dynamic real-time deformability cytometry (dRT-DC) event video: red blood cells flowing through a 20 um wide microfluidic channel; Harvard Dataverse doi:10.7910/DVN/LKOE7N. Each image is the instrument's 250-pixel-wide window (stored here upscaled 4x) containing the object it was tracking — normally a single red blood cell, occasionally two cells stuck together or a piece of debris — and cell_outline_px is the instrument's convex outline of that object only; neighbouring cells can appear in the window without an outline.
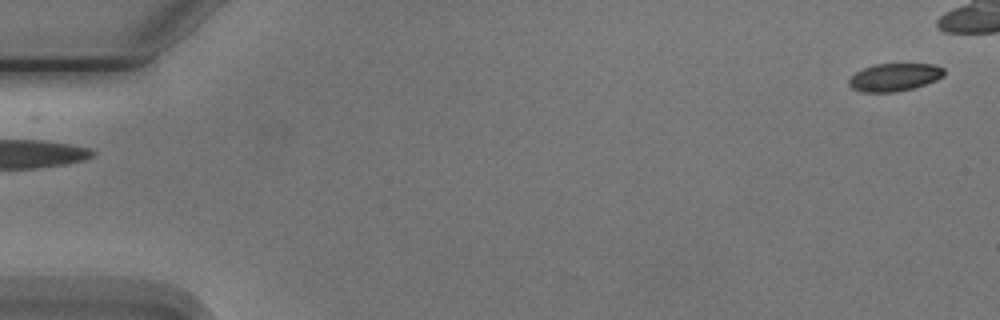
{"species": "Egyptian fruit bat (a non-hibernating species)", "species_latin": "Rousettus aegyptiacus", "temperature_condition": "cold", "stored_images_in_passage": 5, "segment_of_instrument_passage": [2, 2], "camera_frame_rate_fps": 3000, "um_per_image_px": 0.085, "animal": {"sex": "male"}, "frame": {"image": 1, "passage_image": 5, "time_ms": 4.667, "image_size_px": [1000, 320], "cell_outline_px": [[944, 76], [936, 80], [912, 88], [896, 92], [860, 92], [852, 88], [848, 84], [848, 80], [856, 72], [864, 68], [876, 64], [936, 64], [944, 68]], "centroid_in_image_um": [76.03, 6.56], "position_along_channel_um": 9.0, "area_um2": 15.37}}